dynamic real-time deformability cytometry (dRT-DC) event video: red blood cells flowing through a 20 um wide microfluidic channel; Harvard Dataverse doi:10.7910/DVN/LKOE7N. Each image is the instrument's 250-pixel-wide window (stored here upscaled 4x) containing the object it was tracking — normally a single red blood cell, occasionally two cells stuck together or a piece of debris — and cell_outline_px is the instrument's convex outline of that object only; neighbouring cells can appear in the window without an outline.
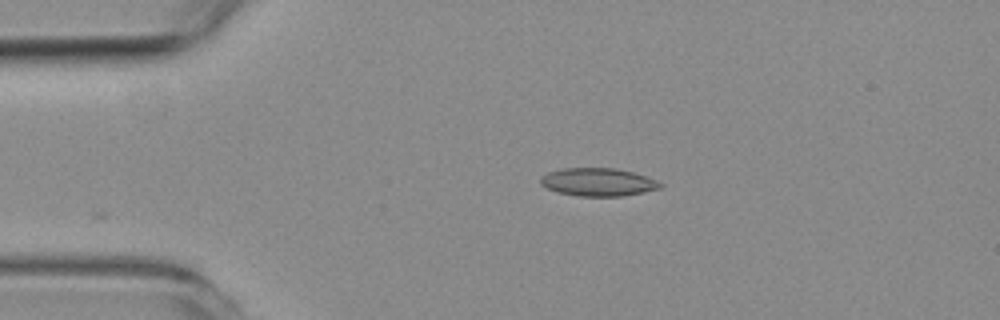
{"species": "common noctule bat (a hibernating species)", "species_latin": "Nyctalus noctula", "temperature_condition": "room temperature", "stored_images_in_passage": 32, "camera_frame_rate_fps": 3000, "um_per_image_px": 0.085, "animal": {"sex": "female", "body_mass_g": 19.3, "forearm_length_mm": 54.1}, "frame": {"image": 1, "passage_image": 1, "time_ms": 0.0, "image_size_px": [1000, 320], "cell_outline_px": [[664, 184], [660, 188], [644, 192], [624, 196], [580, 196], [560, 192], [548, 188], [540, 184], [540, 176], [548, 172], [560, 168], [616, 168], [632, 172], [656, 180]], "centroid_in_image_um": [50.83, 15.47], "position_along_channel_um": 34.2, "area_um2": 19.48}}
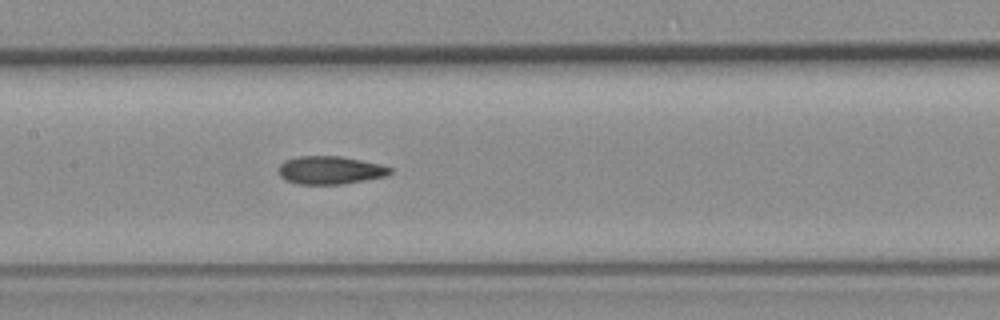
{"frame": {"image": 2, "passage_image": 16, "time_ms": 5.0, "image_size_px": [1000, 320], "cell_outline_px": [[392, 172], [388, 176], [344, 184], [296, 184], [284, 180], [280, 176], [280, 164], [284, 160], [300, 156], [340, 156], [380, 164], [392, 168]], "centroid_in_image_um": [28.08, 14.47], "position_along_channel_um": 179.3, "area_um2": 18.32}}
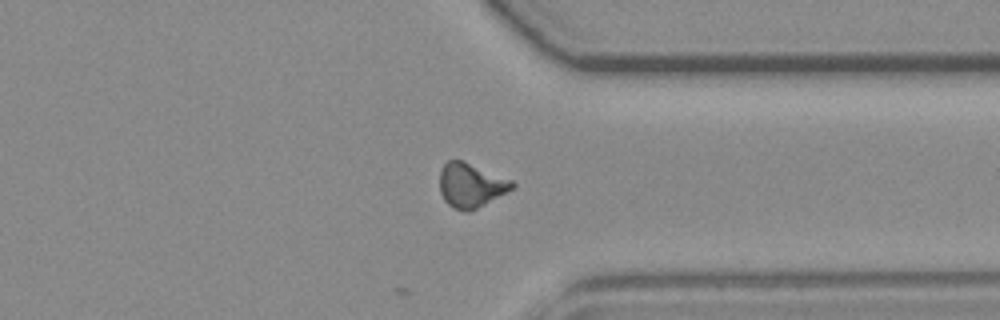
{"frame": {"image": 3, "passage_image": 32, "time_ms": 10.333, "image_size_px": [1000, 320], "cell_outline_px": [[516, 184], [512, 188], [484, 204], [468, 212], [464, 212], [452, 208], [444, 200], [440, 192], [440, 168], [448, 160], [464, 160], [512, 180]], "centroid_in_image_um": [39.98, 15.73], "position_along_channel_um": 371.4, "area_um2": 18.67}}